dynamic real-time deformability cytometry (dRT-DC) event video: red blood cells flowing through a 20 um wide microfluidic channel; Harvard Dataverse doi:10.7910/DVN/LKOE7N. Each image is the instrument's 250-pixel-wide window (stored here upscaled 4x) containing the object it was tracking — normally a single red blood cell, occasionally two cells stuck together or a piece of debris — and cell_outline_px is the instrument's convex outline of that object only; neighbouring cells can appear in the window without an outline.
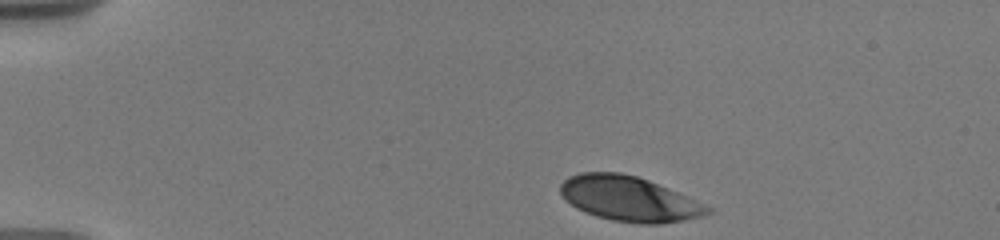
{"species": "human", "species_latin": "Homo sapiens", "temperature_condition": "warm", "stored_images_in_passage": 28, "camera_frame_rate_fps": 3000, "um_per_image_px": 0.085, "donor": {"sex": "male"}, "frame": {"image": 1, "passage_image": 1, "time_ms": 0.0, "image_size_px": [1000, 240], "cell_outline_px": [[712, 212], [704, 216], [684, 220], [660, 224], [640, 224], [612, 220], [596, 216], [584, 212], [576, 208], [564, 200], [560, 192], [560, 184], [568, 176], [580, 172], [620, 172], [636, 176], [648, 180], [688, 196], [712, 208]], "centroid_in_image_um": [53.46, 16.9], "position_along_channel_um": 31.5, "area_um2": 38.78}}
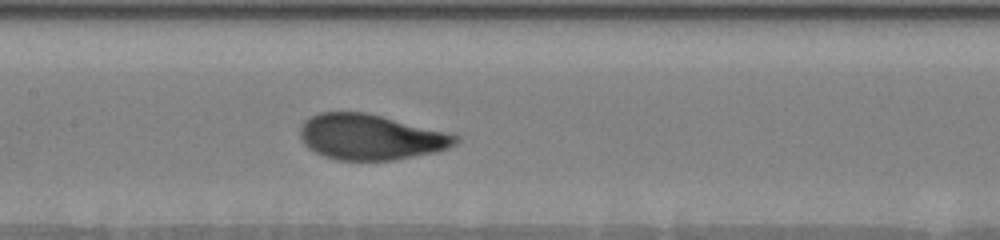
{"frame": {"image": 2, "passage_image": 11, "time_ms": 6.0, "image_size_px": [1000, 240], "cell_outline_px": [[460, 140], [456, 144], [448, 148], [436, 152], [396, 160], [336, 160], [324, 156], [308, 148], [304, 144], [300, 136], [300, 128], [304, 120], [320, 112], [364, 112], [460, 136]], "centroid_in_image_um": [31.47, 11.66], "position_along_channel_um": 175.9, "area_um2": 40.92}}
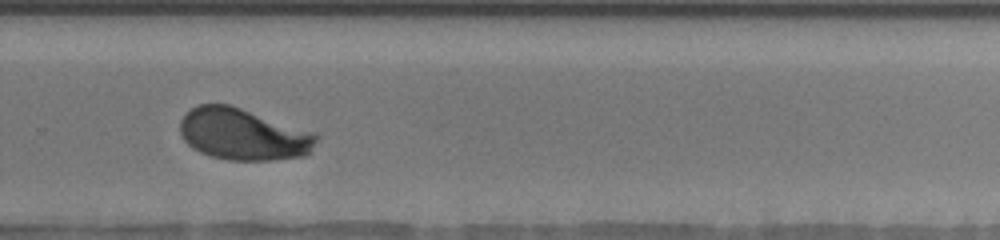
{"frame": {"image": 3, "passage_image": 19, "time_ms": 9.667, "image_size_px": [1000, 240], "cell_outline_px": [[320, 136], [308, 152], [304, 156], [272, 160], [228, 160], [208, 156], [192, 148], [184, 140], [180, 132], [180, 120], [192, 108], [200, 104], [228, 104], [316, 132]], "centroid_in_image_um": [20.67, 11.42], "position_along_channel_um": 309.1, "area_um2": 41.04}, "authors_computed_cell_mechanics": {"area_um2": 41.0091, "velocity_mm_per_s": 3.6469, "shape_relaxation_time_tau1_ms": 2.7339, "shape_relaxation_time_tau2_ms": null, "deformation_change_tau1": 0.1278, "deformation_change_tau2": null}}